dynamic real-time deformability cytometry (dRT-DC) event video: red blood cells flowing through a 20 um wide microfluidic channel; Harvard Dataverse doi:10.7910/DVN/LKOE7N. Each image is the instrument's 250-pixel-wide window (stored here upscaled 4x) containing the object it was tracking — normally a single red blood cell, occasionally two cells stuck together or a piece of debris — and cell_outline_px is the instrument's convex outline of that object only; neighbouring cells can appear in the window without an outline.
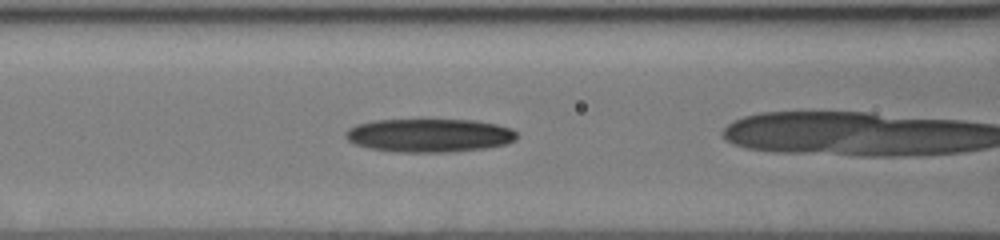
{"species": "human", "species_latin": "Homo sapiens", "temperature_condition": "cold", "stored_images_in_passage": 39, "camera_frame_rate_fps": 3000, "um_per_image_px": 0.085, "donor": {"sex": "male"}, "frame": {"image": 1, "passage_image": 9, "time_ms": 2.667, "image_size_px": [1000, 240], "cell_outline_px": [[516, 140], [504, 144], [484, 148], [444, 152], [396, 152], [368, 148], [356, 144], [348, 140], [344, 136], [344, 132], [348, 128], [356, 124], [372, 120], [476, 120], [496, 124], [512, 128], [516, 132]], "centroid_in_image_um": [36.45, 11.5], "position_along_channel_um": 130.2, "area_um2": 33.41}}
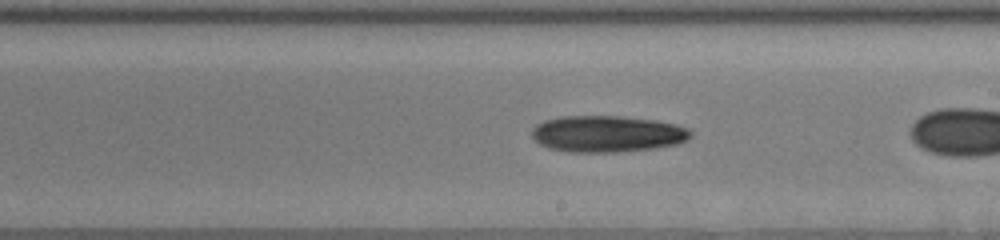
{"frame": {"image": 2, "passage_image": 17, "time_ms": 5.333, "image_size_px": [1000, 240], "cell_outline_px": [[692, 136], [688, 140], [676, 144], [656, 148], [616, 152], [568, 152], [548, 148], [540, 144], [532, 136], [532, 128], [536, 124], [544, 120], [560, 116], [620, 116], [656, 120], [676, 124], [688, 128], [692, 132]], "centroid_in_image_um": [51.62, 11.37], "position_along_channel_um": 237.4, "area_um2": 34.04}}
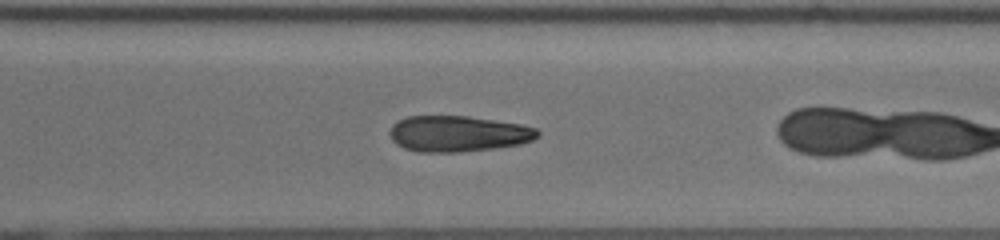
{"frame": {"image": 3, "passage_image": 24, "time_ms": 7.667, "image_size_px": [1000, 240], "cell_outline_px": [[540, 136], [532, 140], [520, 144], [492, 148], [456, 152], [420, 152], [404, 148], [396, 144], [392, 140], [388, 132], [392, 124], [396, 120], [408, 116], [468, 116], [524, 124], [536, 128], [540, 132]], "centroid_in_image_um": [38.92, 11.35], "position_along_channel_um": 331.7, "area_um2": 31.21}, "authors_computed_cell_mechanics": {"area_um2": 33.1772, "velocity_mm_per_s": 4.0377, "shape_relaxation_time_tau1_ms": 2.8998, "shape_relaxation_time_tau2_ms": null, "deformation_change_tau1": 0.0765, "deformation_change_tau2": null}}